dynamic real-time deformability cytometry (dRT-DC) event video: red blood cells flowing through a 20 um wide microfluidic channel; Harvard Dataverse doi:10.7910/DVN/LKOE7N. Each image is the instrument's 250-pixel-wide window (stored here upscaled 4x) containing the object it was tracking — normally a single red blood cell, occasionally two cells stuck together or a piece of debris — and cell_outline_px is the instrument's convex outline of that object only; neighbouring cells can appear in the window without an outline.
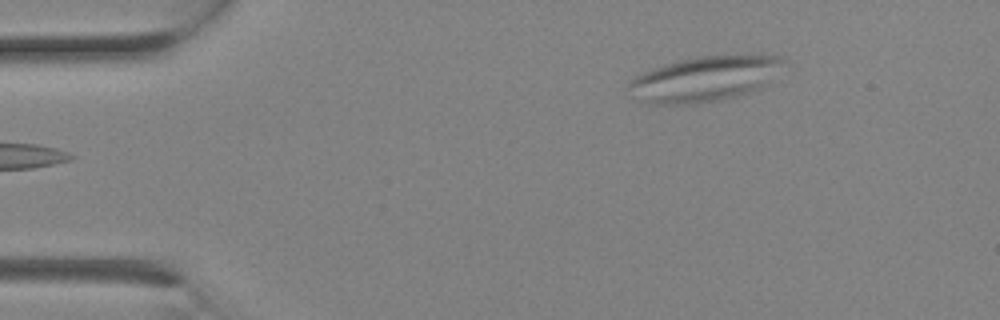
{"species": "Egyptian fruit bat (a non-hibernating species)", "species_latin": "Rousettus aegyptiacus", "temperature_condition": "room temperature", "stored_images_in_passage": 3, "camera_frame_rate_fps": 3000, "um_per_image_px": 0.085, "animal": {"sex": "female"}, "frame": {"image": 1, "passage_image": 3, "time_ms": 0.667, "image_size_px": [1000, 320], "cell_outline_px": [[784, 60], [768, 84], [764, 88], [752, 92], [720, 100], [696, 104], [652, 104], [644, 100], [628, 88], [628, 84], [636, 76], [652, 68], [664, 64], [696, 56], [784, 56]], "centroid_in_image_um": [59.92, 6.71], "position_along_channel_um": 25.1, "area_um2": 40.17}}